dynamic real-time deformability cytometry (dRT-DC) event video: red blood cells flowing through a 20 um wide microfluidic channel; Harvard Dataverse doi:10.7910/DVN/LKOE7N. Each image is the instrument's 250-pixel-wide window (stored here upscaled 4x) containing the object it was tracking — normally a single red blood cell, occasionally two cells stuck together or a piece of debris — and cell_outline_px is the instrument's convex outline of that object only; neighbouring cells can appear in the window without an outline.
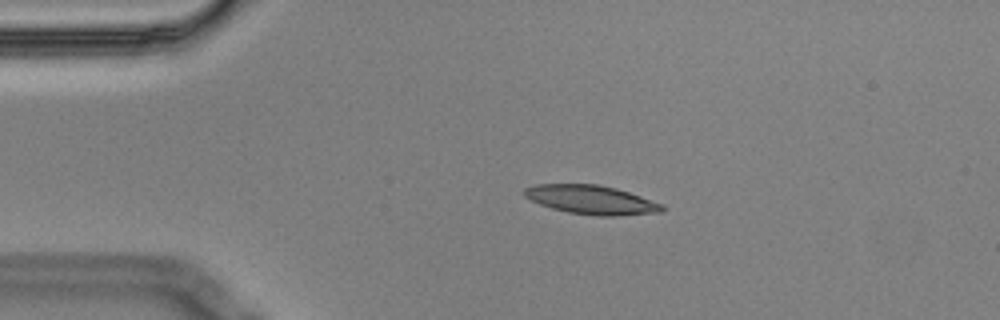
{"species": "Egyptian fruit bat (a non-hibernating species)", "species_latin": "Rousettus aegyptiacus", "temperature_condition": "cold", "stored_images_in_passage": 3, "camera_frame_rate_fps": 3000, "um_per_image_px": 0.085, "animal": {"sex": "male"}, "frame": {"image": 1, "passage_image": 2, "time_ms": 0.333, "image_size_px": [1000, 320], "cell_outline_px": [[664, 208], [660, 212], [616, 216], [596, 216], [568, 212], [552, 208], [540, 204], [524, 196], [524, 188], [536, 184], [596, 184], [616, 188], [664, 204]], "centroid_in_image_um": [50.26, 16.98], "position_along_channel_um": 34.7, "area_um2": 23.12}}